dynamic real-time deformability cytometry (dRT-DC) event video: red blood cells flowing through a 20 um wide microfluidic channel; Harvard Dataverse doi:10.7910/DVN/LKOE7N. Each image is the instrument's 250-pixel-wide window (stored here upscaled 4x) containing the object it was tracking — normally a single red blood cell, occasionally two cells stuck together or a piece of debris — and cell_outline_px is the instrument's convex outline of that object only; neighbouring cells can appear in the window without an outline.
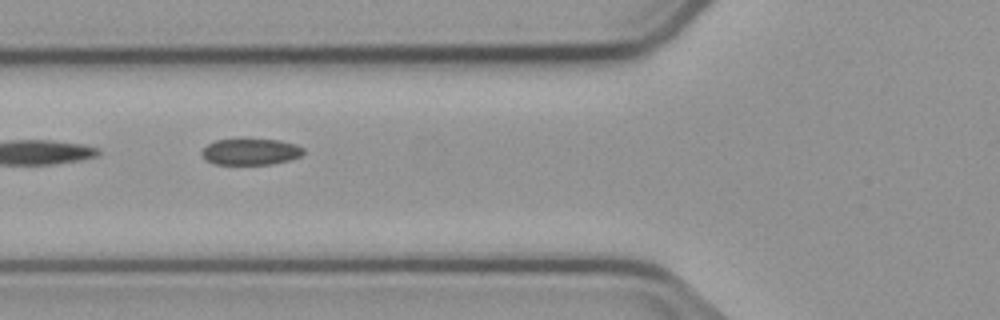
{"species": "common noctule bat (a hibernating species)", "species_latin": "Nyctalus noctula", "temperature_condition": "cold", "stored_images_in_passage": 8, "camera_frame_rate_fps": 3000, "um_per_image_px": 0.085, "animal": {"sex": "male", "body_mass_g": 23.1, "forearm_length_mm": 52.7}, "frame": {"image": 1, "passage_image": 5, "time_ms": 4.667, "image_size_px": [1000, 320], "cell_outline_px": [[304, 152], [300, 156], [288, 160], [272, 164], [216, 164], [204, 160], [200, 152], [208, 144], [216, 140], [244, 136], [280, 140], [296, 144], [304, 148]], "centroid_in_image_um": [21.28, 12.84], "position_along_channel_um": 104.5, "area_um2": 16.36}}
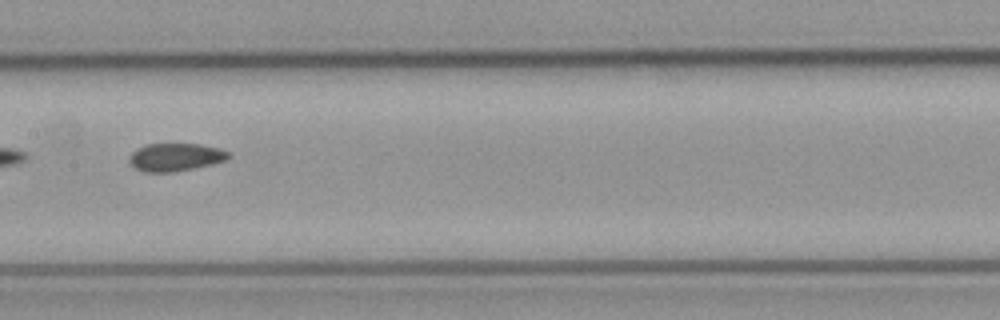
{"frame": {"image": 2, "passage_image": 7, "time_ms": 7.0, "image_size_px": [1000, 320], "cell_outline_px": [[228, 156], [224, 160], [212, 164], [172, 172], [144, 172], [132, 168], [128, 160], [132, 152], [136, 148], [148, 144], [200, 144], [220, 148], [228, 152]], "centroid_in_image_um": [14.84, 13.36], "position_along_channel_um": 192.6, "area_um2": 16.07}}
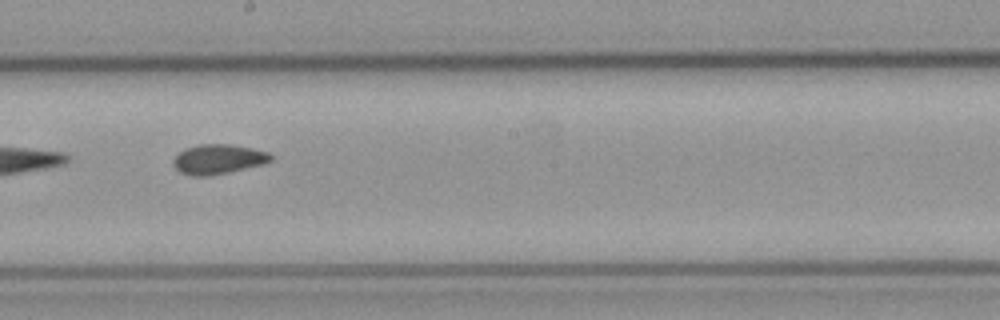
{"frame": {"image": 3, "passage_image": 8, "time_ms": 8.0, "image_size_px": [1000, 320], "cell_outline_px": [[272, 160], [264, 164], [228, 172], [208, 176], [192, 176], [180, 172], [172, 164], [172, 160], [184, 148], [200, 144], [228, 144], [252, 148], [268, 152], [272, 156]], "centroid_in_image_um": [18.53, 13.53], "position_along_channel_um": 229.7, "area_um2": 16.88}}